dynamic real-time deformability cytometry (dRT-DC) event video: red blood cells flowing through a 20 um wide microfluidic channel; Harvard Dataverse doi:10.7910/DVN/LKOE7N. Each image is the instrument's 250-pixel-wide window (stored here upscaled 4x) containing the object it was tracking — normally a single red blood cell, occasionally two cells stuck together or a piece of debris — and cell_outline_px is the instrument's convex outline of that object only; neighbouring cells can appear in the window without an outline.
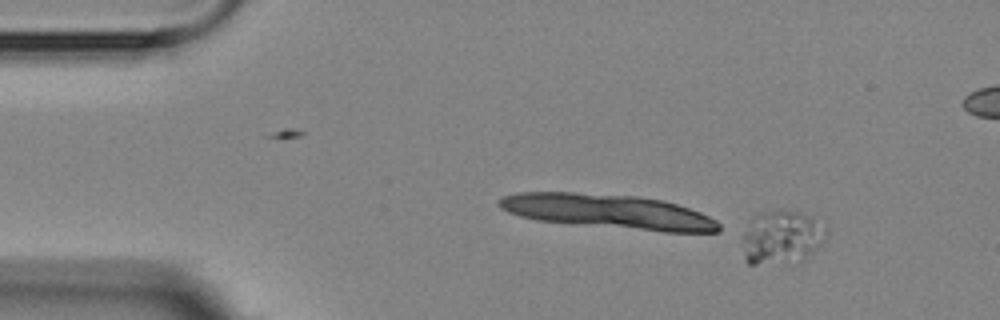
{"species": "Egyptian fruit bat (a non-hibernating species)", "species_latin": "Rousettus aegyptiacus", "temperature_condition": "room temperature", "stored_images_in_passage": 2, "camera_frame_rate_fps": 3000, "um_per_image_px": 0.085, "animal": {"sex": "female"}, "frame": {"image": 1, "passage_image": 2, "time_ms": 1.0, "image_size_px": [1000, 320], "cell_outline_px": [[820, 244], [804, 260], [756, 264], [748, 264], [744, 260], [744, 232], [748, 220], [752, 216], [760, 212], [780, 208], [796, 212], [812, 220]], "centroid_in_image_um": [66.21, 20.17], "position_along_channel_um": 18.8, "area_um2": 24.62}}